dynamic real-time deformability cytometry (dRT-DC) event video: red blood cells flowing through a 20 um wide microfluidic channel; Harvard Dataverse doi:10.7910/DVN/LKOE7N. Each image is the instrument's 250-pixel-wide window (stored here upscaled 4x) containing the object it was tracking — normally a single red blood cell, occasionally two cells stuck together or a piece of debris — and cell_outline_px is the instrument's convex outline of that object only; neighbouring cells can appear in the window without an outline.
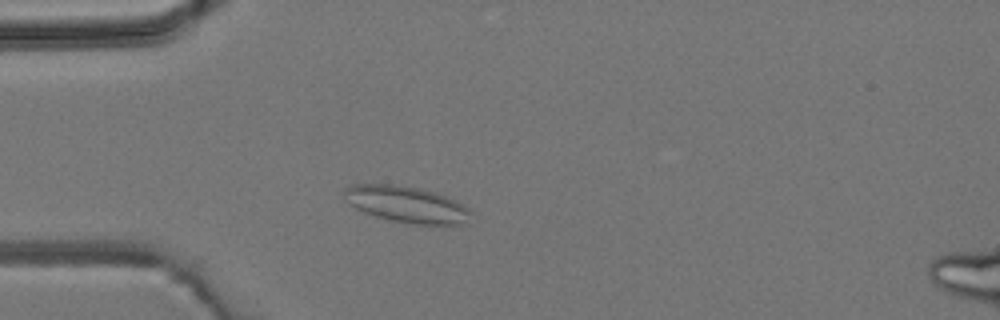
{"species": "common noctule bat (a hibernating species)", "species_latin": "Nyctalus noctula", "temperature_condition": "room temperature", "stored_images_in_passage": 2, "camera_frame_rate_fps": 3000, "um_per_image_px": 0.085, "animal": {"sex": "male", "body_mass_g": 19.2, "forearm_length_mm": 51.8}, "frame": {"image": 1, "passage_image": 2, "time_ms": 1.0, "image_size_px": [1000, 320], "cell_outline_px": [[472, 212], [468, 224], [444, 228], [412, 224], [392, 220], [376, 216], [364, 212], [348, 204], [344, 196], [344, 188], [352, 184], [392, 184], [420, 188], [436, 192], [456, 200], [468, 208]], "centroid_in_image_um": [34.66, 17.42], "position_along_channel_um": 50.3, "area_um2": 27.8}}